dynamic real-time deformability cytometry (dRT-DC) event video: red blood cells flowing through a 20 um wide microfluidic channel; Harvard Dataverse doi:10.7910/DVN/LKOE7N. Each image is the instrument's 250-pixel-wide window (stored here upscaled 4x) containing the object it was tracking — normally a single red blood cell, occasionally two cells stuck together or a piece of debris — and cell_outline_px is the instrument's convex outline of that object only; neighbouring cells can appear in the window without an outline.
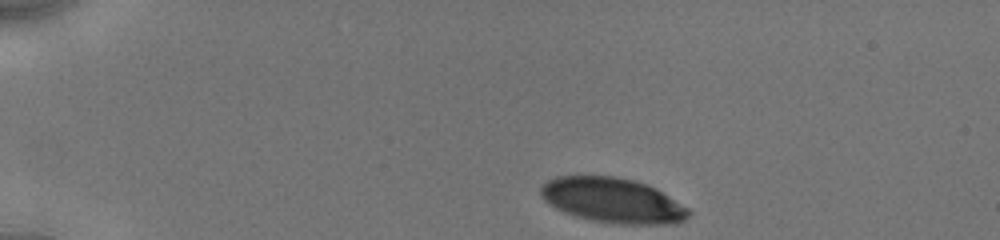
{"species": "human", "species_latin": "Homo sapiens", "temperature_condition": "cold", "stored_images_in_passage": 11, "camera_frame_rate_fps": 3000, "um_per_image_px": 0.085, "donor": {"sex": "male"}, "frame": {"image": 1, "passage_image": 1, "time_ms": 0.0, "image_size_px": [1000, 240], "cell_outline_px": [[692, 212], [684, 220], [676, 224], [620, 224], [592, 220], [556, 208], [544, 200], [540, 192], [540, 188], [548, 180], [556, 176], [616, 176], [636, 180], [648, 184], [656, 188], [688, 208]], "centroid_in_image_um": [52.12, 17.02], "position_along_channel_um": 32.9, "area_um2": 38.55}}
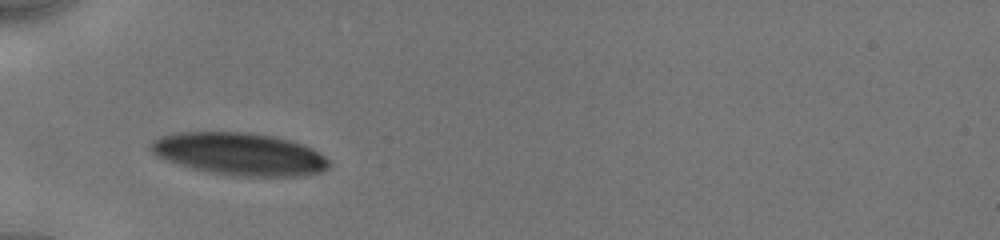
{"frame": {"image": 2, "passage_image": 7, "time_ms": 2.667, "image_size_px": [1000, 240], "cell_outline_px": [[332, 164], [324, 172], [300, 176], [228, 176], [208, 172], [192, 168], [156, 156], [152, 152], [152, 140], [160, 136], [180, 132], [248, 132], [272, 136], [292, 140], [312, 148], [324, 156]], "centroid_in_image_um": [20.41, 13.09], "position_along_channel_um": 64.6, "area_um2": 44.22}}
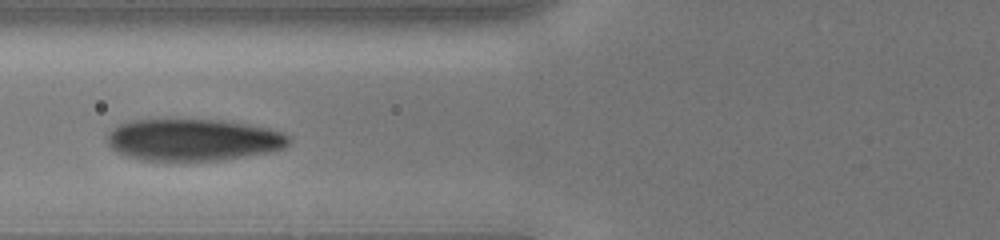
{"frame": {"image": 3, "passage_image": 10, "time_ms": 4.0, "image_size_px": [1000, 240], "cell_outline_px": [[292, 140], [284, 148], [268, 152], [244, 156], [216, 160], [144, 160], [124, 156], [116, 152], [108, 144], [108, 132], [112, 128], [120, 124], [132, 120], [168, 116], [224, 120], [248, 124], [268, 128], [280, 132], [288, 136]], "centroid_in_image_um": [16.36, 11.83], "position_along_channel_um": 109.4, "area_um2": 45.43}}